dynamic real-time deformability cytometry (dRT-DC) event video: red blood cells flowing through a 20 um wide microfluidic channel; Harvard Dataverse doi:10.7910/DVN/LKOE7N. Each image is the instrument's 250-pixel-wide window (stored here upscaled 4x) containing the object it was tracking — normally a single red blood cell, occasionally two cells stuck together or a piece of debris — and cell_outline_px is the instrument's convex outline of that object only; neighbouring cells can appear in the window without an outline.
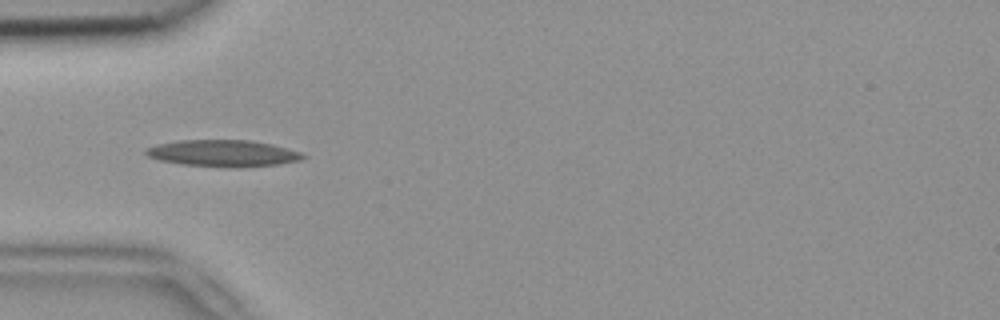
{"species": "common noctule bat (a hibernating species)", "species_latin": "Nyctalus noctula", "temperature_condition": "room temperature", "stored_images_in_passage": 47, "camera_frame_rate_fps": 3000, "um_per_image_px": 0.085, "animal": {"sex": "female", "body_mass_g": 18.4}, "frame": {"image": 1, "passage_image": 12, "time_ms": 3.667, "image_size_px": [1000, 320], "cell_outline_px": [[308, 156], [300, 160], [276, 164], [184, 164], [160, 160], [148, 156], [144, 152], [144, 148], [156, 144], [176, 140], [252, 140], [272, 144], [300, 152]], "centroid_in_image_um": [18.89, 12.96], "position_along_channel_um": 66.1, "area_um2": 23.06}}
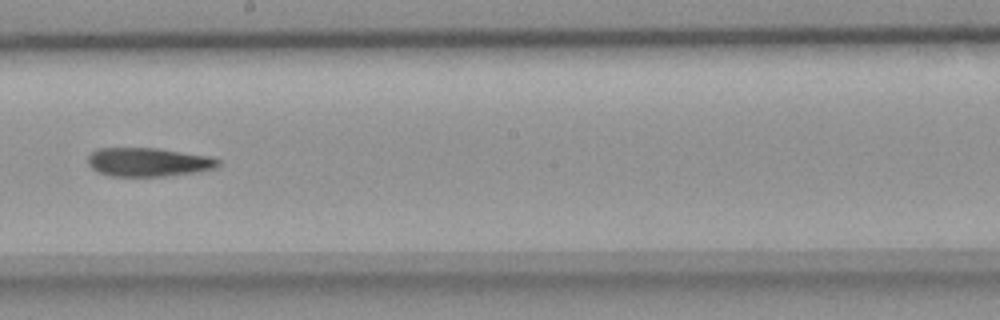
{"frame": {"image": 2, "passage_image": 25, "time_ms": 8.0, "image_size_px": [1000, 320], "cell_outline_px": [[220, 164], [216, 168], [196, 172], [168, 176], [108, 176], [92, 168], [88, 164], [88, 156], [96, 148], [156, 148], [212, 156], [220, 160]], "centroid_in_image_um": [12.63, 13.77], "position_along_channel_um": 235.6, "area_um2": 21.96}}
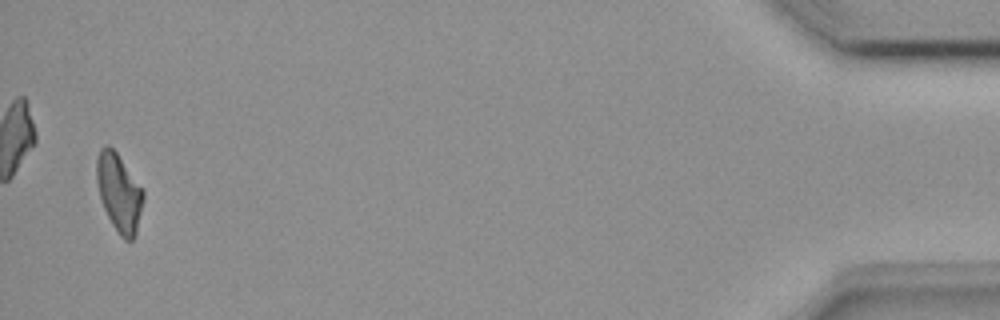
{"frame": {"image": 3, "passage_image": 46, "time_ms": 15.0, "image_size_px": [1000, 320], "cell_outline_px": [[144, 196], [136, 232], [132, 240], [124, 240], [120, 236], [112, 224], [104, 208], [100, 196], [96, 180], [96, 160], [100, 148], [104, 144], [108, 144], [116, 152], [144, 188]], "centroid_in_image_um": [10.12, 16.33], "position_along_channel_um": 425.1, "area_um2": 21.21}, "authors_computed_cell_mechanics": {"area_um2": 21.964, "velocity_mm_per_s": 3.9329, "shape_relaxation_time_tau1_ms": null, "shape_relaxation_time_tau2_ms": 10.9837, "deformation_change_tau1": null, "deformation_change_tau2": 0.2608}}